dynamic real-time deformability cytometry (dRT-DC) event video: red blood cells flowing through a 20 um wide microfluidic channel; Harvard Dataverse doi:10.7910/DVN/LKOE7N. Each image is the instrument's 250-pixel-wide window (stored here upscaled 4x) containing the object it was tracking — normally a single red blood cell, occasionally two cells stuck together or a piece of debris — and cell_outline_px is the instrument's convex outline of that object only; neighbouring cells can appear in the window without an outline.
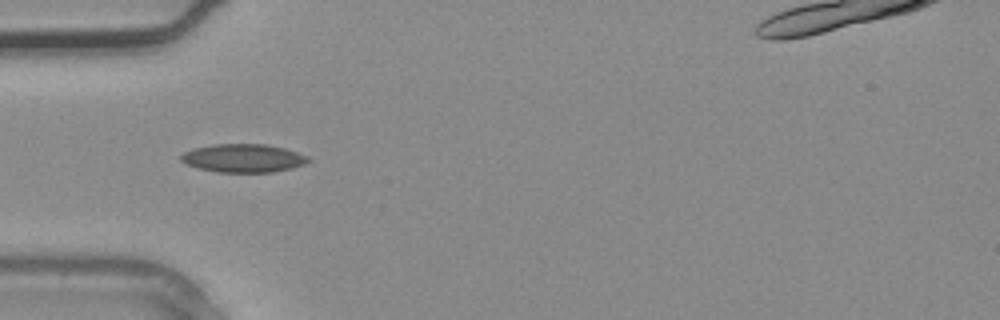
{"species": "common noctule bat (a hibernating species)", "species_latin": "Nyctalus noctula", "temperature_condition": "warm", "stored_images_in_passage": 1, "camera_frame_rate_fps": 3000, "um_per_image_px": 0.085, "animal": {"sex": "male", "body_mass_g": 20.4}, "frame": {"image": 1, "passage_image": 1, "time_ms": 0.0, "image_size_px": [1000, 320], "cell_outline_px": [[312, 160], [304, 164], [292, 168], [272, 172], [216, 172], [200, 168], [188, 164], [180, 160], [180, 156], [184, 152], [196, 148], [212, 144], [264, 144], [284, 148], [308, 156]], "centroid_in_image_um": [20.7, 13.44], "position_along_channel_um": 64.3, "area_um2": 20.87}}